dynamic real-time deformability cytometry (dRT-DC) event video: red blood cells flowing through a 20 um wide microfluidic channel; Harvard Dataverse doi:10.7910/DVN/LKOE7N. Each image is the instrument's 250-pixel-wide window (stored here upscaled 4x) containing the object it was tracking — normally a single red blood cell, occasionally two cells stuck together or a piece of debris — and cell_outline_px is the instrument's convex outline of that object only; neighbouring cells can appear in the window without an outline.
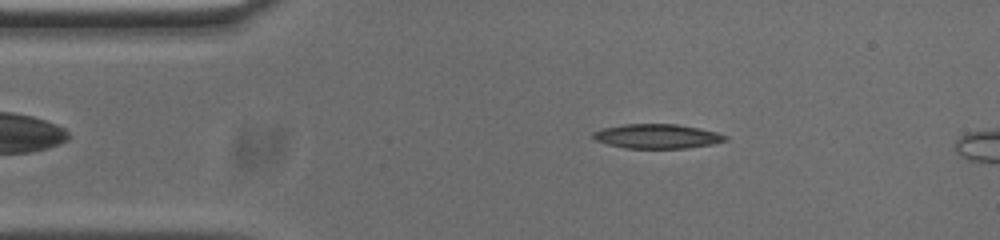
{"species": "common noctule bat (a hibernating species)", "species_latin": "Nyctalus noctula", "temperature_condition": "cold", "stored_images_in_passage": 43, "segment_of_instrument_passage": [1, 2], "camera_frame_rate_fps": 3000, "um_per_image_px": 0.085, "animal": {"sex": "male", "body_mass_g": 20.0, "forearm_length_mm": 53.3}, "frame": {"image": 1, "passage_image": 1, "time_ms": 0.0, "image_size_px": [1000, 240], "cell_outline_px": [[728, 140], [712, 144], [688, 148], [624, 148], [608, 144], [596, 140], [592, 136], [592, 132], [604, 128], [624, 124], [676, 124], [716, 132], [728, 136]], "centroid_in_image_um": [55.86, 11.59], "position_along_channel_um": 29.1, "area_um2": 18.67}}
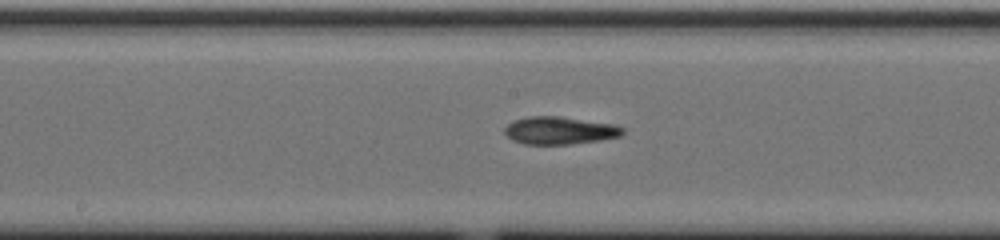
{"frame": {"image": 2, "passage_image": 18, "time_ms": 5.667, "image_size_px": [1000, 240], "cell_outline_px": [[624, 132], [620, 136], [600, 140], [568, 144], [524, 144], [512, 140], [504, 132], [504, 128], [508, 124], [516, 120], [528, 116], [560, 116], [612, 124], [624, 128]], "centroid_in_image_um": [47.55, 11.09], "position_along_channel_um": 200.6, "area_um2": 18.84}}
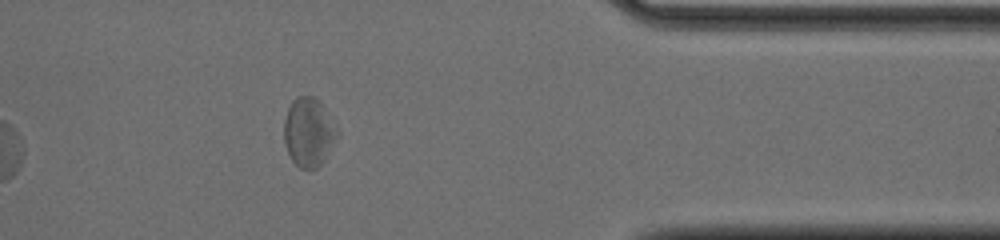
{"frame": {"image": 3, "passage_image": 35, "time_ms": 11.333, "image_size_px": [1000, 240], "cell_outline_px": [[340, 136], [320, 164], [316, 168], [300, 168], [292, 160], [288, 152], [284, 140], [284, 120], [288, 108], [292, 100], [296, 96], [312, 96], [320, 100], [340, 132]], "centroid_in_image_um": [26.26, 11.2], "position_along_channel_um": 385.1, "area_um2": 21.44}}